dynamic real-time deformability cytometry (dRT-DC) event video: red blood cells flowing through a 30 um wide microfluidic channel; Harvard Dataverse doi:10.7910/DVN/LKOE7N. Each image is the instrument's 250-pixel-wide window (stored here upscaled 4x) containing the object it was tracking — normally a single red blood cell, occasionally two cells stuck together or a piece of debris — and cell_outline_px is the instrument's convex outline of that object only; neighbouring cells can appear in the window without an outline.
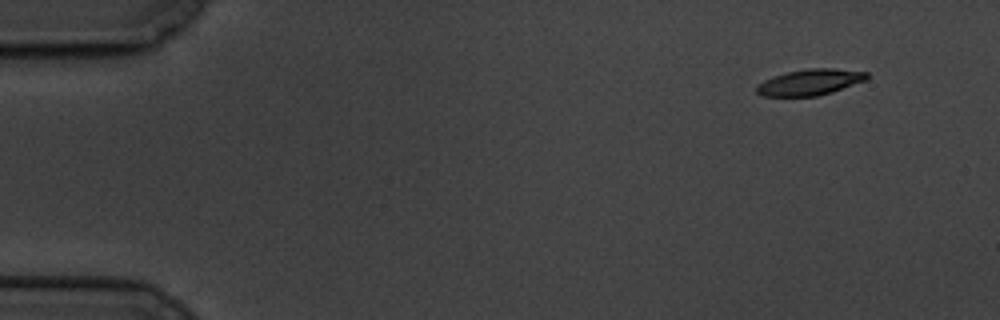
{"species": "common noctule bat (a hibernating species)", "species_latin": "Nyctalus noctula", "temperature_condition": "cold", "stored_images_in_passage": 6, "camera_frame_rate_fps": 3000, "um_per_image_px": 0.085, "animal": {"sex": "male", "body_mass_g": 19.5, "forearm_length_mm": 54.6}, "frame": {"image": 1, "passage_image": 1, "time_ms": 0.0, "image_size_px": [1000, 320], "cell_outline_px": [[868, 80], [832, 92], [816, 96], [764, 96], [756, 92], [756, 84], [764, 80], [788, 72], [808, 68], [832, 68], [868, 72]], "centroid_in_image_um": [68.88, 6.99], "position_along_channel_um": 16.1, "area_um2": 16.7}}
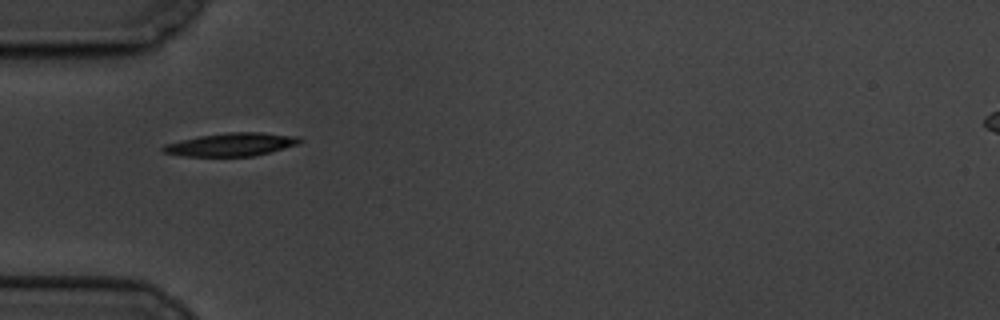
{"frame": {"image": 2, "passage_image": 5, "time_ms": 4.667, "image_size_px": [1000, 320], "cell_outline_px": [[304, 140], [300, 144], [252, 156], [184, 156], [164, 152], [160, 148], [164, 144], [180, 140], [200, 136], [228, 132], [260, 132], [300, 136]], "centroid_in_image_um": [19.69, 12.27], "position_along_channel_um": 65.3, "area_um2": 18.44}}
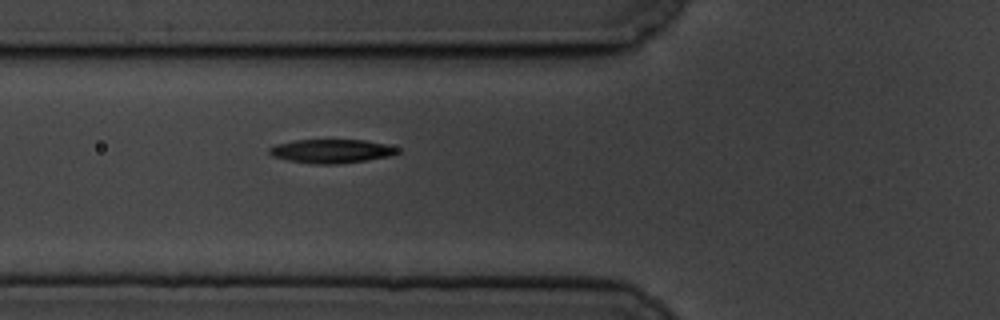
{"frame": {"image": 3, "passage_image": 6, "time_ms": 5.667, "image_size_px": [1000, 320], "cell_outline_px": [[400, 152], [392, 156], [336, 164], [312, 164], [288, 160], [272, 156], [268, 152], [268, 148], [276, 144], [296, 140], [364, 140], [388, 144], [400, 148]], "centroid_in_image_um": [28.2, 12.84], "position_along_channel_um": 97.6, "area_um2": 17.86}}